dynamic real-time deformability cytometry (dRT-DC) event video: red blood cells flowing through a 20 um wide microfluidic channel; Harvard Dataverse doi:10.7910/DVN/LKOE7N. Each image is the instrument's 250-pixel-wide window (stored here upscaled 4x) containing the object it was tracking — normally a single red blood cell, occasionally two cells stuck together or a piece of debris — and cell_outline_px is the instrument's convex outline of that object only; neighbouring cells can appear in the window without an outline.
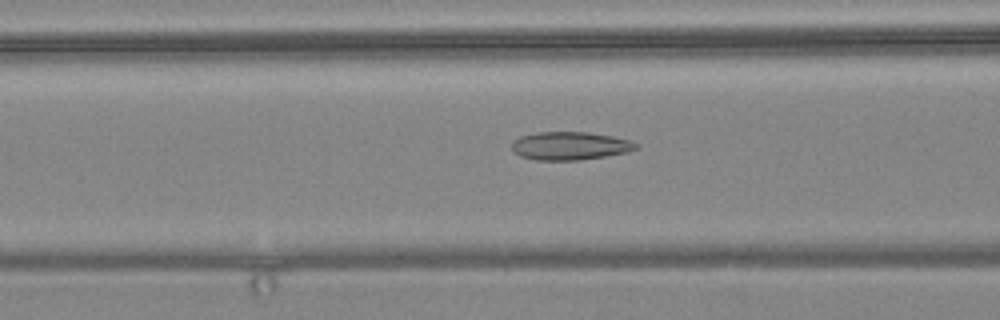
{"species": "common noctule bat (a hibernating species)", "species_latin": "Nyctalus noctula", "temperature_condition": "warm", "stored_images_in_passage": 44, "camera_frame_rate_fps": 3000, "um_per_image_px": 0.085, "animal": {"sex": "female", "body_mass_g": 24.6, "forearm_length_mm": 56.2}, "frame": {"image": 1, "passage_image": 22, "time_ms": 7.0, "image_size_px": [1000, 320], "cell_outline_px": [[640, 148], [628, 152], [580, 160], [536, 160], [520, 156], [512, 152], [512, 140], [520, 136], [536, 132], [588, 132], [612, 136], [628, 140], [640, 144]], "centroid_in_image_um": [48.44, 12.39], "position_along_channel_um": 118.2, "area_um2": 20.58}}
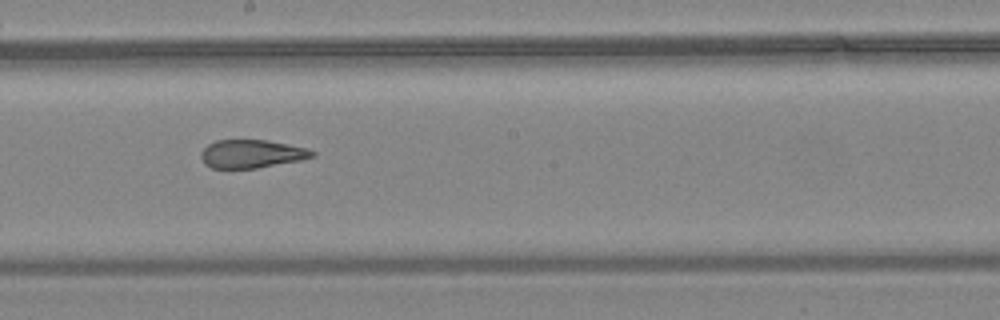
{"frame": {"image": 2, "passage_image": 31, "time_ms": 10.0, "image_size_px": [1000, 320], "cell_outline_px": [[316, 156], [300, 160], [256, 168], [212, 168], [204, 164], [200, 156], [200, 152], [208, 144], [216, 140], [268, 140], [308, 148], [316, 152]], "centroid_in_image_um": [21.39, 13.07], "position_along_channel_um": 226.8, "area_um2": 18.38}}
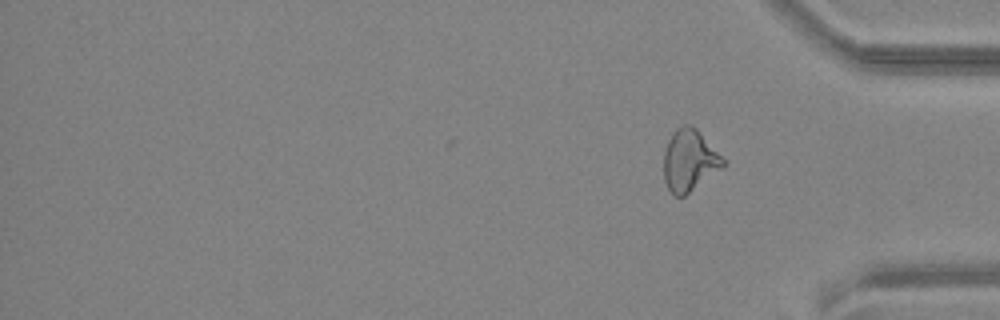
{"frame": {"image": 3, "passage_image": 44, "time_ms": 14.333, "image_size_px": [1000, 320], "cell_outline_px": [[728, 164], [684, 196], [676, 196], [668, 188], [664, 180], [664, 152], [668, 140], [676, 128], [684, 124], [688, 124], [696, 128], [728, 160]], "centroid_in_image_um": [58.65, 13.62], "position_along_channel_um": 376.6, "area_um2": 21.56}, "authors_computed_cell_mechanics": {"area_um2": 20.9814, "velocity_mm_per_s": 3.6132, "shape_relaxation_time_tau1_ms": null, "shape_relaxation_time_tau2_ms": 1.3504, "deformation_change_tau1": null, "deformation_change_tau2": 0.0912}}